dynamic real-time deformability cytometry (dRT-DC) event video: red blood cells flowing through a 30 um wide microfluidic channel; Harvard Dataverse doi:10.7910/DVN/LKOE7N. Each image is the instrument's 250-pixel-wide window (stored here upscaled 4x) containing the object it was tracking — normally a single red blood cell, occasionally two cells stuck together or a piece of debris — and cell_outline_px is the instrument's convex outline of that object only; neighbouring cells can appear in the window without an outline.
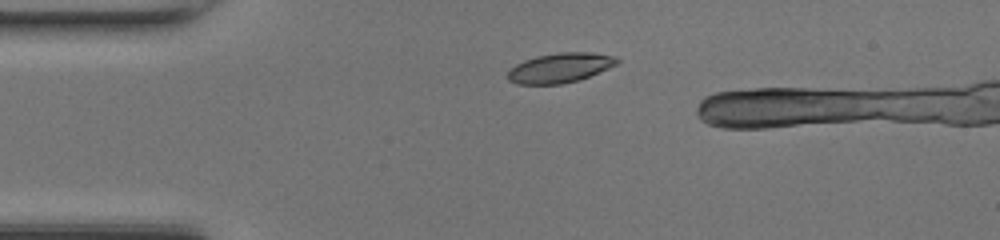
{"species": "common noctule bat (a hibernating species)", "species_latin": "Nyctalus noctula", "temperature_condition": "room temperature", "stored_images_in_passage": 32, "camera_frame_rate_fps": 3000, "um_per_image_px": 0.085, "animal": {"sex": "female", "body_mass_g": 17.0, "forearm_length_mm": 48.0}, "frame": {"image": 1, "passage_image": 1, "time_ms": 0.0, "image_size_px": [1000, 240], "cell_outline_px": [[620, 60], [616, 64], [608, 68], [588, 76], [576, 80], [560, 84], [516, 84], [508, 80], [508, 72], [516, 64], [524, 60], [536, 56], [560, 52], [588, 52], [616, 56]], "centroid_in_image_um": [47.58, 5.75], "position_along_channel_um": 37.4, "area_um2": 18.67}}
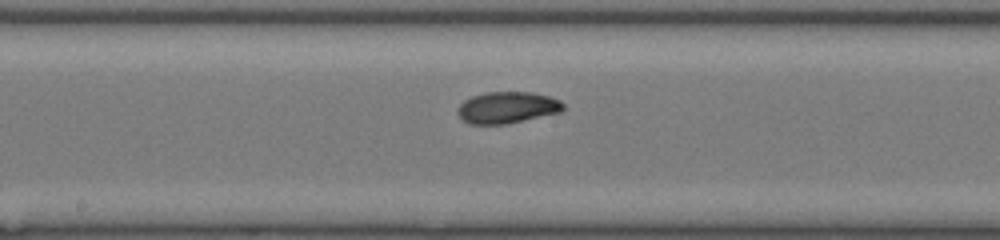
{"frame": {"image": 2, "passage_image": 15, "time_ms": 4.667, "image_size_px": [1000, 240], "cell_outline_px": [[564, 108], [560, 112], [504, 124], [468, 124], [456, 112], [460, 104], [464, 100], [472, 96], [488, 92], [532, 92], [548, 96], [560, 100], [564, 104]], "centroid_in_image_um": [43.1, 9.13], "position_along_channel_um": 205.1, "area_um2": 19.25}}
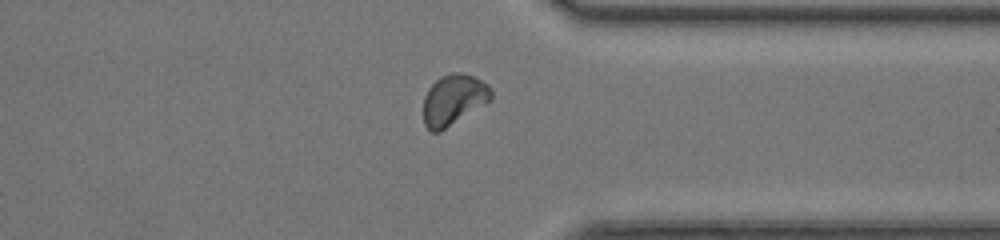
{"frame": {"image": 3, "passage_image": 27, "time_ms": 8.667, "image_size_px": [1000, 240], "cell_outline_px": [[492, 100], [440, 132], [432, 132], [424, 124], [424, 96], [428, 88], [440, 76], [452, 72], [464, 72], [488, 84], [492, 88]], "centroid_in_image_um": [38.57, 8.47], "position_along_channel_um": 372.8, "area_um2": 20.17}, "authors_computed_cell_mechanics": {"area_um2": 19.2185, "velocity_mm_per_s": 4.2925, "shape_relaxation_time_tau1_ms": 2.6216, "shape_relaxation_time_tau2_ms": 3.7037, "deformation_change_tau1": 0.1012, "deformation_change_tau2": 0.0751}}